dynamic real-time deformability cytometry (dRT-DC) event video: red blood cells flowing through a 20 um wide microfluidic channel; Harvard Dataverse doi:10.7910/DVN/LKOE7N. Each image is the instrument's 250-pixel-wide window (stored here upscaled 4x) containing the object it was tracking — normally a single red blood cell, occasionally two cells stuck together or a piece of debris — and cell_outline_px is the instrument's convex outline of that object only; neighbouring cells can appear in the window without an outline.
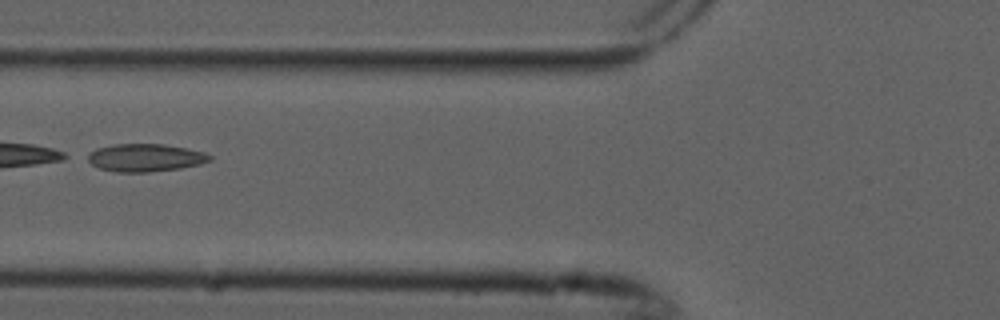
{"species": "common noctule bat (a hibernating species)", "species_latin": "Nyctalus noctula", "temperature_condition": "cold", "stored_images_in_passage": 8, "camera_frame_rate_fps": 3000, "um_per_image_px": 0.085, "animal": {"sex": "male", "forearm_length_mm": 52.5}, "frame": {"image": 1, "passage_image": 5, "time_ms": 1.333, "image_size_px": [1000, 320], "cell_outline_px": [[212, 160], [200, 164], [180, 168], [148, 172], [116, 172], [100, 168], [92, 164], [84, 156], [96, 148], [112, 144], [164, 144], [204, 152], [212, 156]], "centroid_in_image_um": [12.32, 13.4], "position_along_channel_um": 113.5, "area_um2": 19.77}}
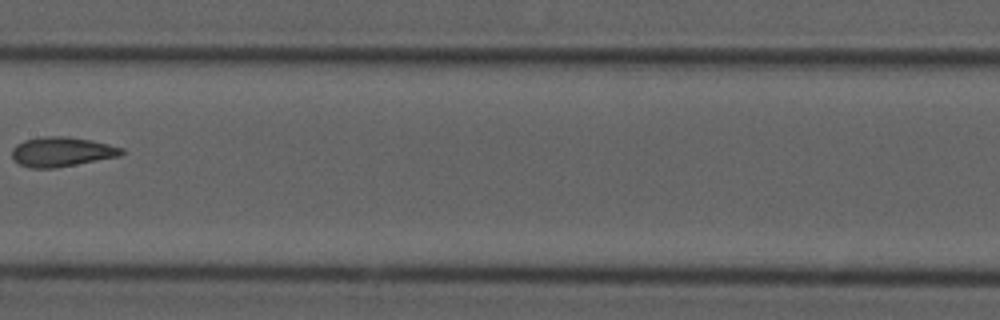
{"frame": {"image": 2, "passage_image": 7, "time_ms": 2.0, "image_size_px": [1000, 320], "cell_outline_px": [[124, 152], [120, 156], [56, 168], [28, 168], [12, 160], [12, 148], [16, 144], [24, 140], [44, 136], [68, 136], [108, 144], [124, 148]], "centroid_in_image_um": [5.21, 12.91], "position_along_channel_um": 202.2, "area_um2": 19.02}}
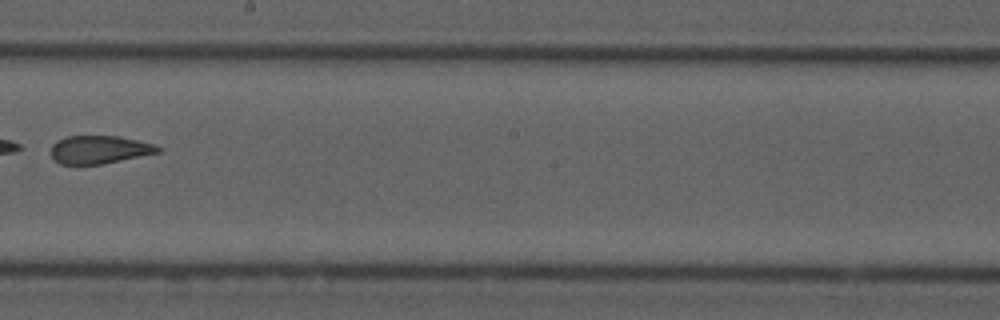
{"frame": {"image": 3, "passage_image": 8, "time_ms": 2.333, "image_size_px": [1000, 320], "cell_outline_px": [[160, 152], [100, 164], [60, 164], [52, 156], [52, 144], [56, 140], [68, 136], [116, 136], [136, 140], [152, 144], [160, 148]], "centroid_in_image_um": [8.4, 12.71], "position_along_channel_um": 239.8, "area_um2": 17.11}}